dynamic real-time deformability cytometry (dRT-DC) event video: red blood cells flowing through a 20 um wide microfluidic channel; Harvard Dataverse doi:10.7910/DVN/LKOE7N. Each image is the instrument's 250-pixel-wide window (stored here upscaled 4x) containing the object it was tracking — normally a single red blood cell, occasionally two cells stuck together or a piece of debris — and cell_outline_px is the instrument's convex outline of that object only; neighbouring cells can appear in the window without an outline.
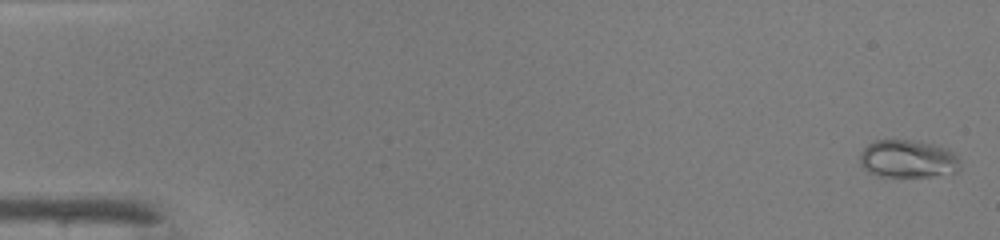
{"species": "common noctule bat (a hibernating species)", "species_latin": "Nyctalus noctula", "temperature_condition": "warm", "stored_images_in_passage": 48, "camera_frame_rate_fps": 3000, "um_per_image_px": 0.085, "animal": {"sex": "male", "body_mass_g": 19.0, "forearm_length_mm": 50.8}, "frame": {"image": 1, "passage_image": 1, "time_ms": 0.0, "image_size_px": [1000, 240], "cell_outline_px": [[960, 168], [956, 172], [932, 176], [876, 176], [868, 172], [864, 168], [860, 160], [860, 152], [868, 144], [876, 140], [912, 140], [932, 144], [944, 148], [952, 152], [960, 160]], "centroid_in_image_um": [77.15, 13.51], "position_along_channel_um": 7.8, "area_um2": 21.96}}
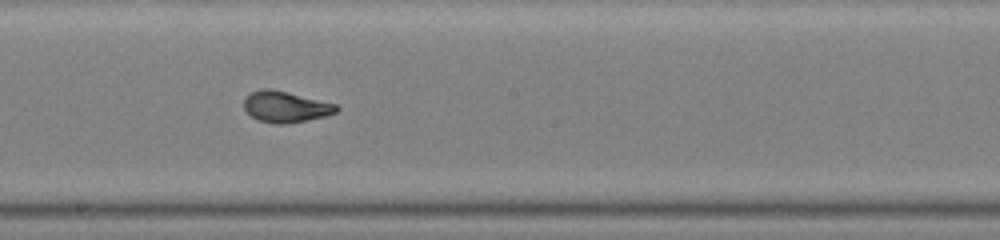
{"frame": {"image": 2, "passage_image": 27, "time_ms": 8.667, "image_size_px": [1000, 240], "cell_outline_px": [[340, 108], [336, 112], [328, 116], [308, 120], [284, 124], [276, 124], [256, 120], [244, 108], [244, 100], [252, 92], [264, 88], [268, 88], [288, 92], [336, 104]], "centroid_in_image_um": [24.3, 9.09], "position_along_channel_um": 223.9, "area_um2": 16.7}}
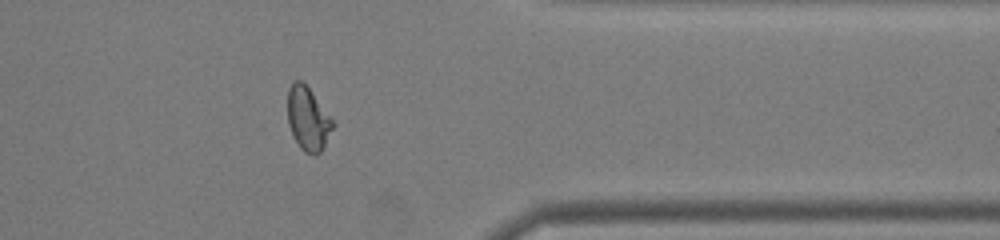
{"frame": {"image": 3, "passage_image": 39, "time_ms": 12.667, "image_size_px": [1000, 240], "cell_outline_px": [[336, 124], [324, 148], [316, 156], [312, 156], [304, 152], [300, 148], [292, 136], [288, 124], [288, 88], [296, 80], [300, 80], [308, 88]], "centroid_in_image_um": [26.19, 10.17], "position_along_channel_um": 385.2, "area_um2": 16.82}, "authors_computed_cell_mechanics": {"area_um2": 17.1088, "velocity_mm_per_s": 4.2921, "shape_relaxation_time_tau1_ms": 7.5387, "shape_relaxation_time_tau2_ms": null, "deformation_change_tau1": 0.27, "deformation_change_tau2": null}}